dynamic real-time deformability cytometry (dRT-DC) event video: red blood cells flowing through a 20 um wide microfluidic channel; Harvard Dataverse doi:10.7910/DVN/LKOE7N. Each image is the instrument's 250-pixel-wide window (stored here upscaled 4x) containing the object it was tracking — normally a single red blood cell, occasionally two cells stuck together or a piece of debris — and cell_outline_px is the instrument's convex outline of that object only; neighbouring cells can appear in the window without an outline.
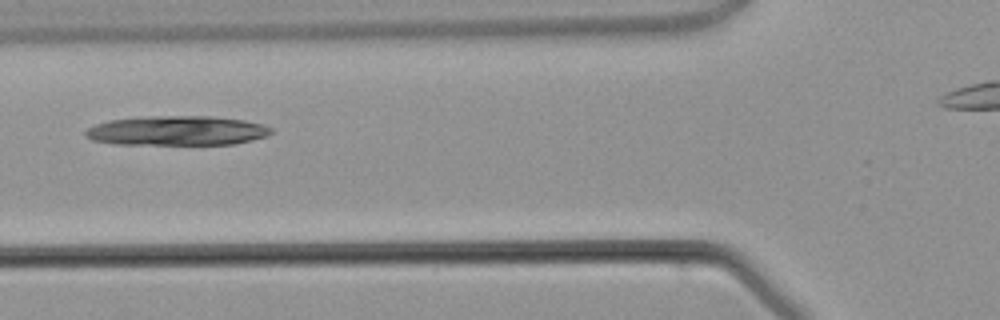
{"species": "common noctule bat (a hibernating species)", "species_latin": "Nyctalus noctula", "temperature_condition": "warm", "stored_images_in_passage": 10, "camera_frame_rate_fps": 3000, "um_per_image_px": 0.085, "animal": {"sex": "male", "body_mass_g": 21.5, "forearm_length_mm": 52.0}, "frame": {"image": 1, "passage_image": 3, "time_ms": 3.667, "image_size_px": [1000, 320], "cell_outline_px": [[272, 132], [264, 136], [252, 140], [232, 144], [112, 144], [92, 140], [84, 136], [84, 132], [88, 128], [96, 124], [108, 120], [152, 116], [216, 116], [244, 120], [264, 124], [272, 128]], "centroid_in_image_um": [15.03, 11.1], "position_along_channel_um": 110.8, "area_um2": 32.02}}
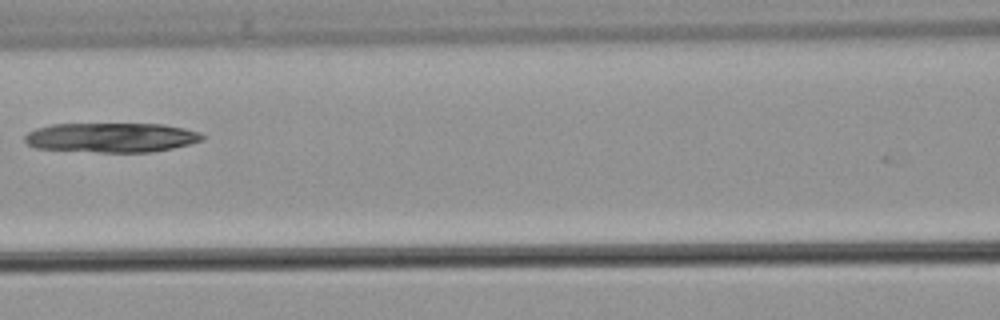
{"frame": {"image": 2, "passage_image": 4, "time_ms": 4.667, "image_size_px": [1000, 320], "cell_outline_px": [[204, 140], [172, 148], [152, 152], [100, 152], [36, 148], [28, 144], [24, 140], [24, 136], [28, 132], [36, 128], [52, 124], [164, 124], [184, 128], [200, 132], [204, 136]], "centroid_in_image_um": [9.47, 11.68], "position_along_channel_um": 157.1, "area_um2": 30.58}}